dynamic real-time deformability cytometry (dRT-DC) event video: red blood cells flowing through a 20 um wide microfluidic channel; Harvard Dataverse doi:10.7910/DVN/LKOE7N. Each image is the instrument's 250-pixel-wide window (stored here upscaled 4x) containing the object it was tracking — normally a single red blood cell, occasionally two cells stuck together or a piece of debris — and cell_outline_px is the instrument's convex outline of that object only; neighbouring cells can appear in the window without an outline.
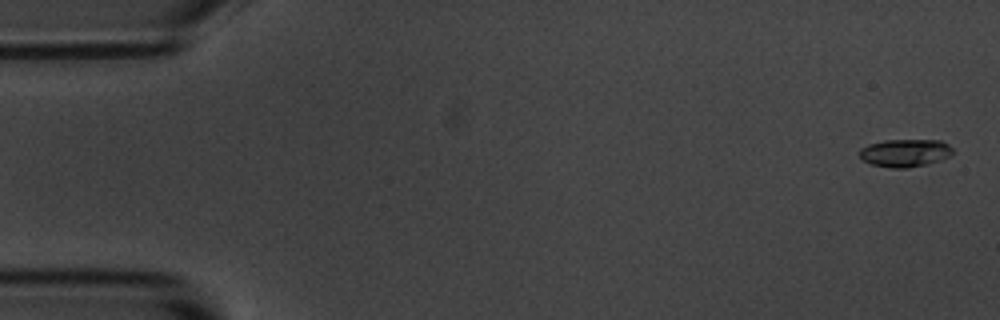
{"species": "common noctule bat (a hibernating species)", "species_latin": "Nyctalus noctula", "temperature_condition": "room temperature", "stored_images_in_passage": 5, "camera_frame_rate_fps": 3000, "um_per_image_px": 0.085, "animal": {"sex": "male", "body_mass_g": 20.1, "forearm_length_mm": 53.5}, "frame": {"image": 1, "passage_image": 1, "time_ms": 0.0, "image_size_px": [1000, 320], "cell_outline_px": [[952, 156], [928, 164], [908, 168], [892, 168], [872, 164], [864, 160], [860, 156], [860, 148], [868, 144], [884, 140], [940, 140], [948, 144], [952, 148]], "centroid_in_image_um": [76.95, 12.99], "position_along_channel_um": 8.0, "area_um2": 15.14}}
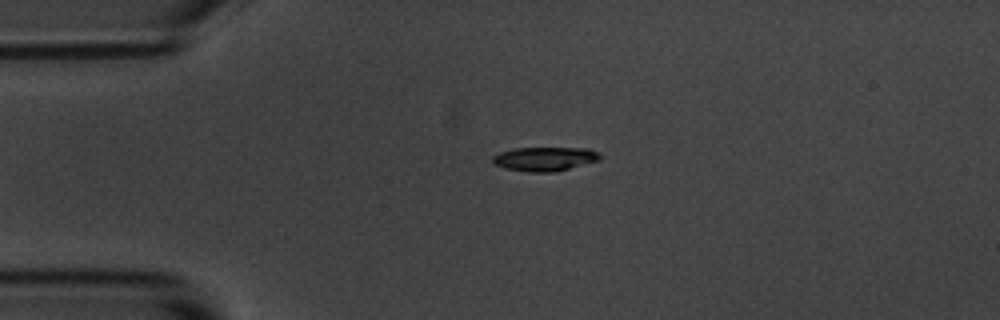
{"frame": {"image": 2, "passage_image": 4, "time_ms": 3.667, "image_size_px": [1000, 320], "cell_outline_px": [[600, 160], [556, 172], [528, 172], [504, 168], [492, 164], [492, 156], [500, 152], [516, 148], [588, 148], [596, 152], [600, 156]], "centroid_in_image_um": [46.27, 13.51], "position_along_channel_um": 38.7, "area_um2": 15.09}}